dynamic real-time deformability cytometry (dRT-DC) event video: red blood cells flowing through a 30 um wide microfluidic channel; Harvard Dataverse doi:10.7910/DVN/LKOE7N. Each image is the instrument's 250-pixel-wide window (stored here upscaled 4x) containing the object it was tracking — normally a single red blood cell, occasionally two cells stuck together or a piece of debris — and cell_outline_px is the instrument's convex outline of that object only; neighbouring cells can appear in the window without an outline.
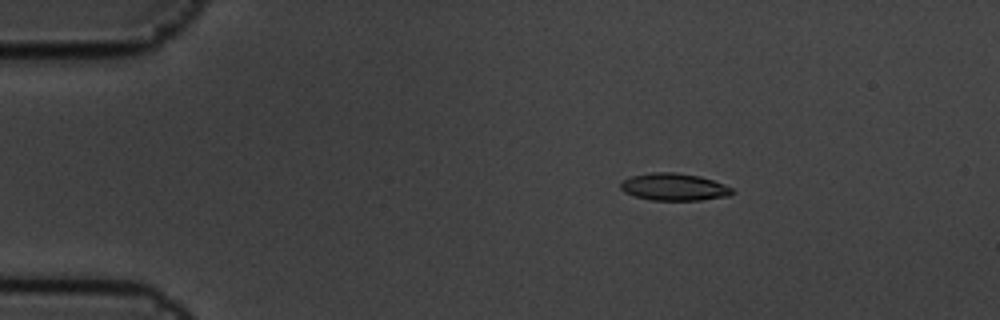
{"species": "common noctule bat (a hibernating species)", "species_latin": "Nyctalus noctula", "temperature_condition": "cold", "stored_images_in_passage": 8, "camera_frame_rate_fps": 3000, "um_per_image_px": 0.085, "animal": {"sex": "male", "body_mass_g": 19.5, "forearm_length_mm": 54.6}, "frame": {"image": 1, "passage_image": 2, "time_ms": 0.333, "image_size_px": [1000, 320], "cell_outline_px": [[736, 192], [728, 196], [700, 200], [652, 200], [636, 196], [624, 192], [620, 188], [620, 184], [624, 180], [632, 176], [652, 172], [676, 172], [700, 176], [724, 184], [732, 188]], "centroid_in_image_um": [57.32, 15.89], "position_along_channel_um": 27.7, "area_um2": 17.69}}
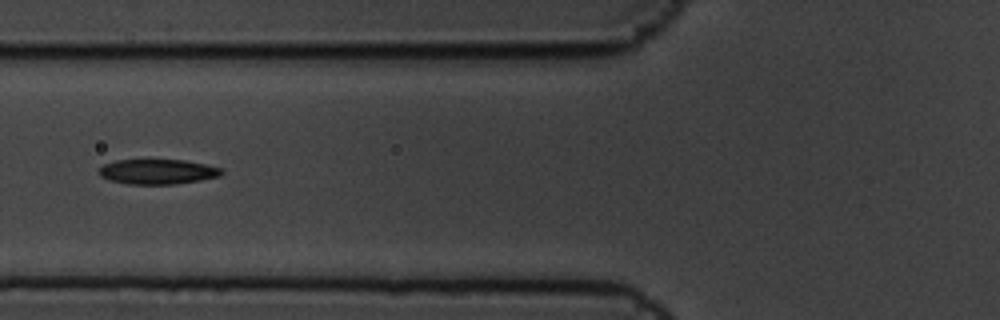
{"frame": {"image": 2, "passage_image": 6, "time_ms": 1.667, "image_size_px": [1000, 320], "cell_outline_px": [[224, 172], [220, 176], [200, 180], [172, 184], [128, 184], [108, 180], [100, 176], [96, 172], [104, 164], [116, 160], [184, 160], [224, 168]], "centroid_in_image_um": [13.38, 14.59], "position_along_channel_um": 112.4, "area_um2": 17.92}}
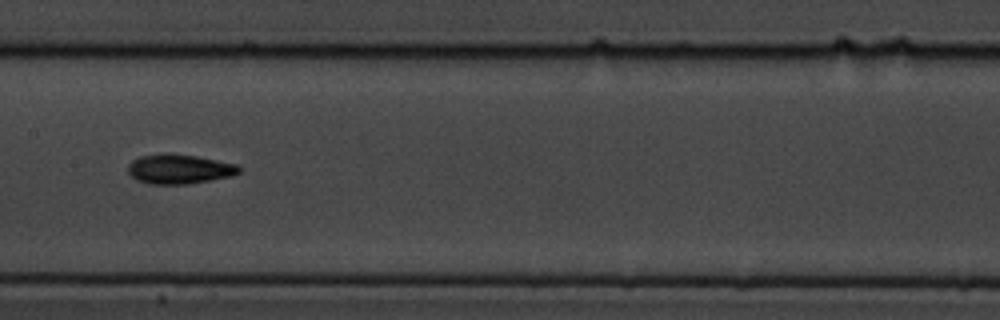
{"frame": {"image": 3, "passage_image": 8, "time_ms": 2.333, "image_size_px": [1000, 320], "cell_outline_px": [[240, 172], [232, 176], [212, 180], [188, 184], [148, 184], [136, 180], [128, 172], [128, 164], [132, 160], [140, 156], [164, 152], [172, 152], [196, 156], [236, 164], [240, 168]], "centroid_in_image_um": [15.21, 14.36], "position_along_channel_um": 192.2, "area_um2": 19.42}}